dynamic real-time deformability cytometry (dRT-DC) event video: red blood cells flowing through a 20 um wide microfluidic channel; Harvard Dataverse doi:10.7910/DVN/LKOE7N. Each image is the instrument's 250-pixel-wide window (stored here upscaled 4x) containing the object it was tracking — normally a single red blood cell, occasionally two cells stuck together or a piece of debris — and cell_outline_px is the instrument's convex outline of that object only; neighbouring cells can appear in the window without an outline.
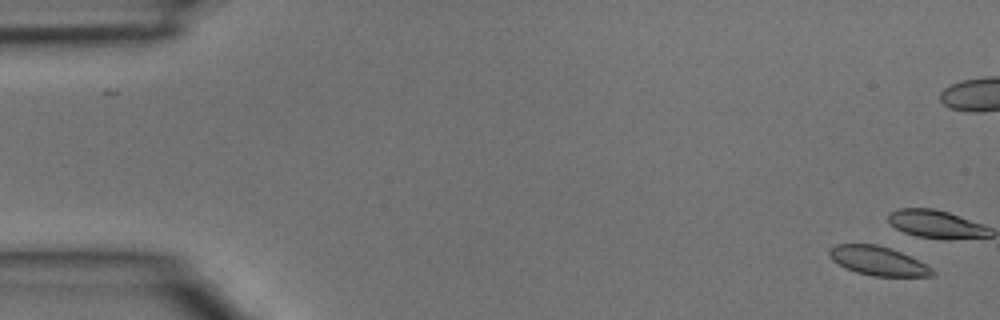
{"species": "common noctule bat (a hibernating species)", "species_latin": "Nyctalus noctula", "temperature_condition": "room temperature", "stored_images_in_passage": 2, "camera_frame_rate_fps": 3000, "um_per_image_px": 0.085, "animal": {"sex": "male", "body_mass_g": 15.6}, "frame": {"image": 1, "passage_image": 2, "time_ms": 0.333, "image_size_px": [1000, 320], "cell_outline_px": [[936, 272], [932, 276], [872, 276], [856, 272], [844, 268], [832, 260], [828, 256], [828, 252], [836, 244], [876, 244], [900, 252], [932, 268]], "centroid_in_image_um": [74.59, 22.18], "position_along_channel_um": 10.4, "area_um2": 17.22}}